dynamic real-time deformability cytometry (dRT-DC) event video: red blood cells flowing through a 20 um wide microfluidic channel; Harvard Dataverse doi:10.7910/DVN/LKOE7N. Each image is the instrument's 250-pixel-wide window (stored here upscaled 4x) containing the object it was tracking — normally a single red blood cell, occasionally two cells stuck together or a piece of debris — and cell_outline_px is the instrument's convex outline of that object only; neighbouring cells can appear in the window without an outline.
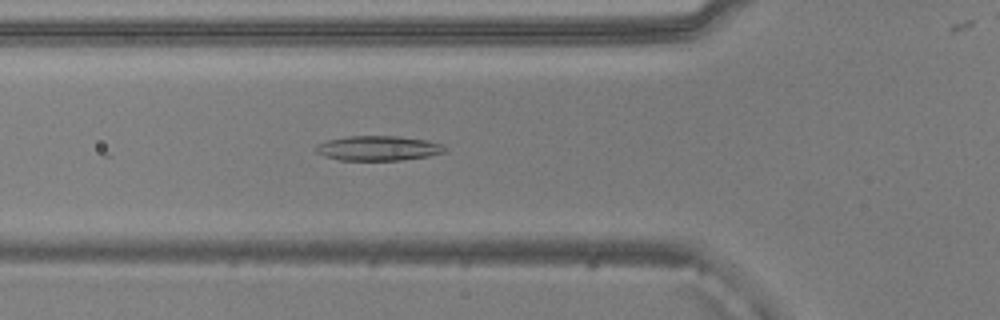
{"species": "common noctule bat (a hibernating species)", "species_latin": "Nyctalus noctula", "temperature_condition": "warm", "stored_images_in_passage": 51, "camera_frame_rate_fps": 3000, "um_per_image_px": 0.085, "animal": {"sex": "male", "body_mass_g": 20.5, "forearm_length_mm": 52.5}, "frame": {"image": 1, "passage_image": 17, "time_ms": 5.333, "image_size_px": [1000, 320], "cell_outline_px": [[448, 152], [428, 156], [400, 160], [340, 160], [324, 156], [316, 152], [316, 144], [328, 140], [348, 136], [400, 136], [428, 140], [444, 144], [448, 148]], "centroid_in_image_um": [32.21, 12.59], "position_along_channel_um": 93.6, "area_um2": 18.84}}
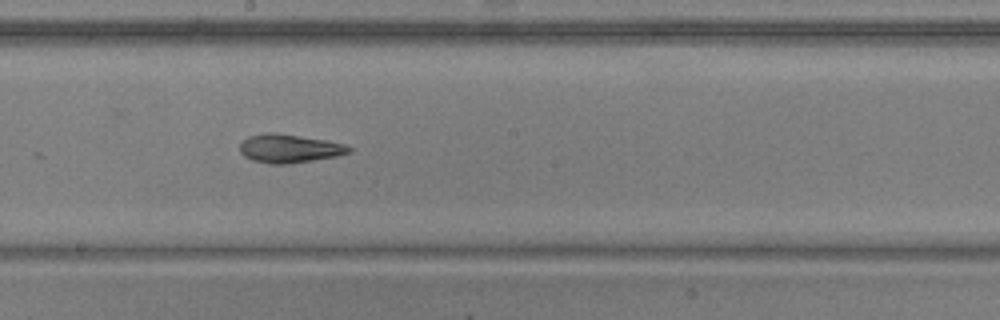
{"frame": {"image": 2, "passage_image": 27, "time_ms": 8.667, "image_size_px": [1000, 320], "cell_outline_px": [[352, 152], [336, 156], [288, 164], [268, 164], [252, 160], [244, 156], [240, 152], [240, 144], [248, 136], [264, 132], [276, 132], [328, 140], [344, 144], [352, 148]], "centroid_in_image_um": [24.58, 12.61], "position_along_channel_um": 223.6, "area_um2": 18.32}}
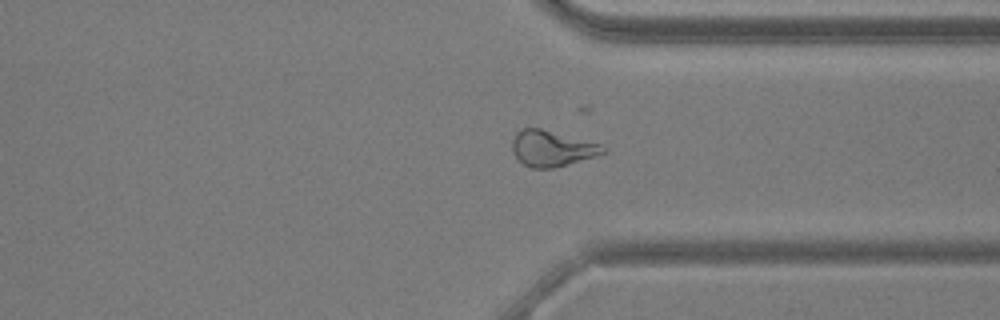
{"frame": {"image": 3, "passage_image": 38, "time_ms": 12.333, "image_size_px": [1000, 320], "cell_outline_px": [[608, 152], [568, 164], [552, 168], [532, 168], [524, 164], [512, 152], [512, 140], [516, 132], [524, 128], [540, 128], [600, 144], [608, 148]], "centroid_in_image_um": [46.91, 12.61], "position_along_channel_um": 364.5, "area_um2": 18.79}, "authors_computed_cell_mechanics": {"area_um2": 19.4208, "velocity_mm_per_s": 3.8742, "shape_relaxation_time_tau1_ms": null, "shape_relaxation_time_tau2_ms": 5.9544, "deformation_change_tau1": null, "deformation_change_tau2": 0.1612}}